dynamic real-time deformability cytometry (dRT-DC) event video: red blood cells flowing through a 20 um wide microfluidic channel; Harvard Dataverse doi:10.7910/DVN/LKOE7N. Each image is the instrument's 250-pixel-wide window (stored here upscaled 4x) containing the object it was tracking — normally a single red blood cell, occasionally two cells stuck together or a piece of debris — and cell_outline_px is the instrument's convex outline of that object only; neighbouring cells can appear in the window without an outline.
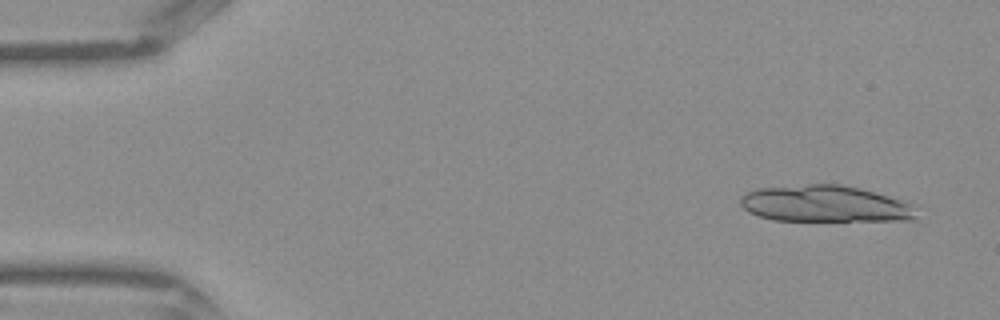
{"species": "Egyptian fruit bat (a non-hibernating species)", "species_latin": "Rousettus aegyptiacus", "temperature_condition": "warm", "stored_images_in_passage": 22, "camera_frame_rate_fps": 3000, "um_per_image_px": 0.085, "frame": {"image": 1, "passage_image": 3, "time_ms": 0.667, "image_size_px": [1000, 320], "cell_outline_px": [[916, 220], [772, 220], [748, 212], [740, 204], [740, 196], [756, 188], [808, 184], [840, 184], [860, 188], [888, 196], [912, 204], [916, 216]], "centroid_in_image_um": [70.09, 17.32], "position_along_channel_um": 14.9, "area_um2": 37.28}}
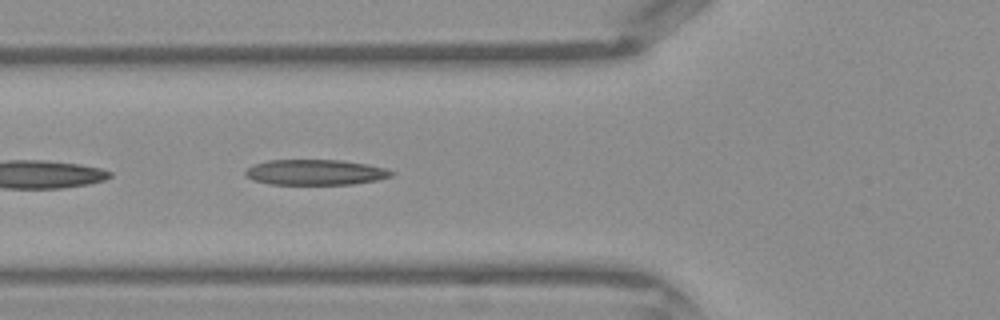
{"frame": {"image": 2, "passage_image": 16, "time_ms": 5.0, "image_size_px": [1000, 320], "cell_outline_px": [[396, 172], [392, 176], [376, 180], [352, 184], [268, 184], [252, 180], [244, 176], [244, 172], [252, 164], [268, 160], [340, 160], [364, 164], [384, 168]], "centroid_in_image_um": [26.74, 14.64], "position_along_channel_um": 99.1, "area_um2": 21.68}}
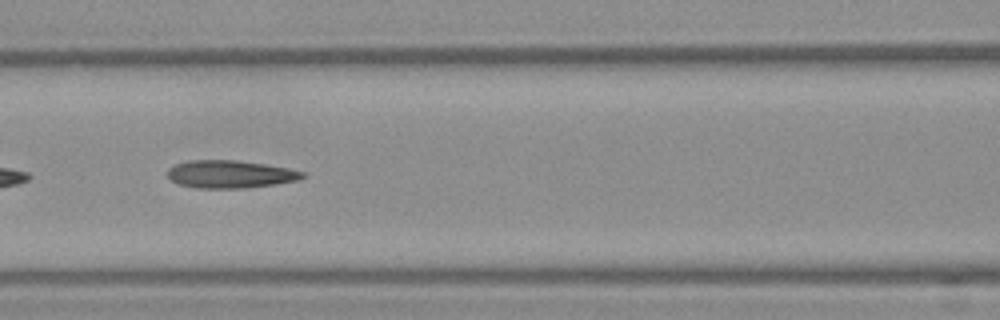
{"frame": {"image": 3, "passage_image": 19, "time_ms": 6.0, "image_size_px": [1000, 320], "cell_outline_px": [[308, 176], [300, 180], [244, 188], [196, 188], [180, 184], [172, 180], [168, 176], [168, 168], [176, 164], [188, 160], [236, 160], [264, 164], [288, 168], [304, 172]], "centroid_in_image_um": [19.59, 14.8], "position_along_channel_um": 147.0, "area_um2": 21.73}}